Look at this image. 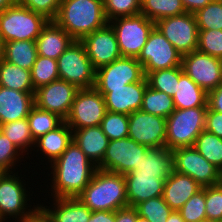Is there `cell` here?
I'll list each match as a JSON object with an SVG mask.
<instances>
[{"label": "cell", "mask_w": 222, "mask_h": 222, "mask_svg": "<svg viewBox=\"0 0 222 222\" xmlns=\"http://www.w3.org/2000/svg\"><path fill=\"white\" fill-rule=\"evenodd\" d=\"M51 168L53 198L77 197L91 181L97 166L85 155V153L72 141L63 154L54 161Z\"/></svg>", "instance_id": "1"}, {"label": "cell", "mask_w": 222, "mask_h": 222, "mask_svg": "<svg viewBox=\"0 0 222 222\" xmlns=\"http://www.w3.org/2000/svg\"><path fill=\"white\" fill-rule=\"evenodd\" d=\"M53 21L74 40H81L109 23L103 0H62Z\"/></svg>", "instance_id": "2"}, {"label": "cell", "mask_w": 222, "mask_h": 222, "mask_svg": "<svg viewBox=\"0 0 222 222\" xmlns=\"http://www.w3.org/2000/svg\"><path fill=\"white\" fill-rule=\"evenodd\" d=\"M77 198L93 211H116L128 207L124 175L96 169Z\"/></svg>", "instance_id": "3"}, {"label": "cell", "mask_w": 222, "mask_h": 222, "mask_svg": "<svg viewBox=\"0 0 222 222\" xmlns=\"http://www.w3.org/2000/svg\"><path fill=\"white\" fill-rule=\"evenodd\" d=\"M20 176L18 171L0 172V222L10 218H15V222H28L39 211L40 204L33 203L32 207L27 203L31 198L25 187L26 181H23L22 174Z\"/></svg>", "instance_id": "4"}, {"label": "cell", "mask_w": 222, "mask_h": 222, "mask_svg": "<svg viewBox=\"0 0 222 222\" xmlns=\"http://www.w3.org/2000/svg\"><path fill=\"white\" fill-rule=\"evenodd\" d=\"M208 107L175 109L166 118L165 147H193L196 138L205 130L206 112Z\"/></svg>", "instance_id": "5"}, {"label": "cell", "mask_w": 222, "mask_h": 222, "mask_svg": "<svg viewBox=\"0 0 222 222\" xmlns=\"http://www.w3.org/2000/svg\"><path fill=\"white\" fill-rule=\"evenodd\" d=\"M49 21L45 16L16 3L0 12V36L4 43L17 40L36 41Z\"/></svg>", "instance_id": "6"}, {"label": "cell", "mask_w": 222, "mask_h": 222, "mask_svg": "<svg viewBox=\"0 0 222 222\" xmlns=\"http://www.w3.org/2000/svg\"><path fill=\"white\" fill-rule=\"evenodd\" d=\"M59 79L74 84L78 89L94 88L96 69L83 43L74 40L57 59Z\"/></svg>", "instance_id": "7"}, {"label": "cell", "mask_w": 222, "mask_h": 222, "mask_svg": "<svg viewBox=\"0 0 222 222\" xmlns=\"http://www.w3.org/2000/svg\"><path fill=\"white\" fill-rule=\"evenodd\" d=\"M109 24L115 31L121 56L135 58L141 53L150 32L155 27V22L141 13L116 18L109 21Z\"/></svg>", "instance_id": "8"}, {"label": "cell", "mask_w": 222, "mask_h": 222, "mask_svg": "<svg viewBox=\"0 0 222 222\" xmlns=\"http://www.w3.org/2000/svg\"><path fill=\"white\" fill-rule=\"evenodd\" d=\"M104 97L95 89H79L65 119L73 130L100 125L106 113Z\"/></svg>", "instance_id": "9"}, {"label": "cell", "mask_w": 222, "mask_h": 222, "mask_svg": "<svg viewBox=\"0 0 222 222\" xmlns=\"http://www.w3.org/2000/svg\"><path fill=\"white\" fill-rule=\"evenodd\" d=\"M137 60L147 76L159 69L181 66L182 54L154 27Z\"/></svg>", "instance_id": "10"}, {"label": "cell", "mask_w": 222, "mask_h": 222, "mask_svg": "<svg viewBox=\"0 0 222 222\" xmlns=\"http://www.w3.org/2000/svg\"><path fill=\"white\" fill-rule=\"evenodd\" d=\"M174 171L186 174L202 187L222 183L221 171L208 162L194 147H179L172 150Z\"/></svg>", "instance_id": "11"}, {"label": "cell", "mask_w": 222, "mask_h": 222, "mask_svg": "<svg viewBox=\"0 0 222 222\" xmlns=\"http://www.w3.org/2000/svg\"><path fill=\"white\" fill-rule=\"evenodd\" d=\"M148 148L129 137L111 140L97 169L125 175L137 169V165L141 162L142 154Z\"/></svg>", "instance_id": "12"}, {"label": "cell", "mask_w": 222, "mask_h": 222, "mask_svg": "<svg viewBox=\"0 0 222 222\" xmlns=\"http://www.w3.org/2000/svg\"><path fill=\"white\" fill-rule=\"evenodd\" d=\"M155 27L182 55L197 50L198 26L194 13L163 18L155 22Z\"/></svg>", "instance_id": "13"}, {"label": "cell", "mask_w": 222, "mask_h": 222, "mask_svg": "<svg viewBox=\"0 0 222 222\" xmlns=\"http://www.w3.org/2000/svg\"><path fill=\"white\" fill-rule=\"evenodd\" d=\"M181 67L207 94L222 84V59L194 50L182 55Z\"/></svg>", "instance_id": "14"}, {"label": "cell", "mask_w": 222, "mask_h": 222, "mask_svg": "<svg viewBox=\"0 0 222 222\" xmlns=\"http://www.w3.org/2000/svg\"><path fill=\"white\" fill-rule=\"evenodd\" d=\"M145 77L143 66L135 57H121L96 69L94 88H122Z\"/></svg>", "instance_id": "15"}, {"label": "cell", "mask_w": 222, "mask_h": 222, "mask_svg": "<svg viewBox=\"0 0 222 222\" xmlns=\"http://www.w3.org/2000/svg\"><path fill=\"white\" fill-rule=\"evenodd\" d=\"M78 90L74 84L57 79L36 89L34 103L39 109L54 113L65 121Z\"/></svg>", "instance_id": "16"}, {"label": "cell", "mask_w": 222, "mask_h": 222, "mask_svg": "<svg viewBox=\"0 0 222 222\" xmlns=\"http://www.w3.org/2000/svg\"><path fill=\"white\" fill-rule=\"evenodd\" d=\"M128 137L147 147H165L166 118L137 110L128 115Z\"/></svg>", "instance_id": "17"}, {"label": "cell", "mask_w": 222, "mask_h": 222, "mask_svg": "<svg viewBox=\"0 0 222 222\" xmlns=\"http://www.w3.org/2000/svg\"><path fill=\"white\" fill-rule=\"evenodd\" d=\"M95 69L121 58L114 29L108 23L80 40Z\"/></svg>", "instance_id": "18"}, {"label": "cell", "mask_w": 222, "mask_h": 222, "mask_svg": "<svg viewBox=\"0 0 222 222\" xmlns=\"http://www.w3.org/2000/svg\"><path fill=\"white\" fill-rule=\"evenodd\" d=\"M172 173L131 171L124 175L129 207L163 195L164 182Z\"/></svg>", "instance_id": "19"}, {"label": "cell", "mask_w": 222, "mask_h": 222, "mask_svg": "<svg viewBox=\"0 0 222 222\" xmlns=\"http://www.w3.org/2000/svg\"><path fill=\"white\" fill-rule=\"evenodd\" d=\"M147 86L145 76L141 81L126 84L122 88L95 89L104 97L107 111L130 115L140 110Z\"/></svg>", "instance_id": "20"}, {"label": "cell", "mask_w": 222, "mask_h": 222, "mask_svg": "<svg viewBox=\"0 0 222 222\" xmlns=\"http://www.w3.org/2000/svg\"><path fill=\"white\" fill-rule=\"evenodd\" d=\"M35 92H21L0 86V125L27 118Z\"/></svg>", "instance_id": "21"}, {"label": "cell", "mask_w": 222, "mask_h": 222, "mask_svg": "<svg viewBox=\"0 0 222 222\" xmlns=\"http://www.w3.org/2000/svg\"><path fill=\"white\" fill-rule=\"evenodd\" d=\"M201 188L190 176L173 171L164 182L162 197L173 211H178Z\"/></svg>", "instance_id": "22"}, {"label": "cell", "mask_w": 222, "mask_h": 222, "mask_svg": "<svg viewBox=\"0 0 222 222\" xmlns=\"http://www.w3.org/2000/svg\"><path fill=\"white\" fill-rule=\"evenodd\" d=\"M52 201L53 208L44 206V203L39 206L52 222H88L91 217L92 211L77 197L53 198Z\"/></svg>", "instance_id": "23"}, {"label": "cell", "mask_w": 222, "mask_h": 222, "mask_svg": "<svg viewBox=\"0 0 222 222\" xmlns=\"http://www.w3.org/2000/svg\"><path fill=\"white\" fill-rule=\"evenodd\" d=\"M74 39L54 21H49L36 39L37 53L57 60Z\"/></svg>", "instance_id": "24"}, {"label": "cell", "mask_w": 222, "mask_h": 222, "mask_svg": "<svg viewBox=\"0 0 222 222\" xmlns=\"http://www.w3.org/2000/svg\"><path fill=\"white\" fill-rule=\"evenodd\" d=\"M73 141L72 129L64 121L56 129L47 132L43 136L35 140L34 148H37L36 152L46 156L43 159L45 161L48 159L50 165L56 161L63 152L68 148V146Z\"/></svg>", "instance_id": "25"}, {"label": "cell", "mask_w": 222, "mask_h": 222, "mask_svg": "<svg viewBox=\"0 0 222 222\" xmlns=\"http://www.w3.org/2000/svg\"><path fill=\"white\" fill-rule=\"evenodd\" d=\"M73 141L98 166L104 157L109 139L100 125L73 130Z\"/></svg>", "instance_id": "26"}, {"label": "cell", "mask_w": 222, "mask_h": 222, "mask_svg": "<svg viewBox=\"0 0 222 222\" xmlns=\"http://www.w3.org/2000/svg\"><path fill=\"white\" fill-rule=\"evenodd\" d=\"M172 98L176 109L208 107V94L184 72L177 81L176 93Z\"/></svg>", "instance_id": "27"}, {"label": "cell", "mask_w": 222, "mask_h": 222, "mask_svg": "<svg viewBox=\"0 0 222 222\" xmlns=\"http://www.w3.org/2000/svg\"><path fill=\"white\" fill-rule=\"evenodd\" d=\"M133 171L148 173H173L174 155L166 147H149L142 154V159L137 169Z\"/></svg>", "instance_id": "28"}, {"label": "cell", "mask_w": 222, "mask_h": 222, "mask_svg": "<svg viewBox=\"0 0 222 222\" xmlns=\"http://www.w3.org/2000/svg\"><path fill=\"white\" fill-rule=\"evenodd\" d=\"M37 56L36 41L17 40L4 43V60L21 68L31 71Z\"/></svg>", "instance_id": "29"}, {"label": "cell", "mask_w": 222, "mask_h": 222, "mask_svg": "<svg viewBox=\"0 0 222 222\" xmlns=\"http://www.w3.org/2000/svg\"><path fill=\"white\" fill-rule=\"evenodd\" d=\"M0 86L21 92L36 91L31 81V71L4 59L0 63Z\"/></svg>", "instance_id": "30"}, {"label": "cell", "mask_w": 222, "mask_h": 222, "mask_svg": "<svg viewBox=\"0 0 222 222\" xmlns=\"http://www.w3.org/2000/svg\"><path fill=\"white\" fill-rule=\"evenodd\" d=\"M185 12L181 0H141L140 13L153 22Z\"/></svg>", "instance_id": "31"}, {"label": "cell", "mask_w": 222, "mask_h": 222, "mask_svg": "<svg viewBox=\"0 0 222 222\" xmlns=\"http://www.w3.org/2000/svg\"><path fill=\"white\" fill-rule=\"evenodd\" d=\"M175 109L174 100L170 95L155 90L149 85L146 87L140 110L167 118Z\"/></svg>", "instance_id": "32"}, {"label": "cell", "mask_w": 222, "mask_h": 222, "mask_svg": "<svg viewBox=\"0 0 222 222\" xmlns=\"http://www.w3.org/2000/svg\"><path fill=\"white\" fill-rule=\"evenodd\" d=\"M0 131L25 155H29L28 151L34 149L35 141L32 137L27 118L1 124Z\"/></svg>", "instance_id": "33"}, {"label": "cell", "mask_w": 222, "mask_h": 222, "mask_svg": "<svg viewBox=\"0 0 222 222\" xmlns=\"http://www.w3.org/2000/svg\"><path fill=\"white\" fill-rule=\"evenodd\" d=\"M27 120L34 141L64 122L58 115L41 110L36 105L31 108Z\"/></svg>", "instance_id": "34"}, {"label": "cell", "mask_w": 222, "mask_h": 222, "mask_svg": "<svg viewBox=\"0 0 222 222\" xmlns=\"http://www.w3.org/2000/svg\"><path fill=\"white\" fill-rule=\"evenodd\" d=\"M193 147L222 172V138L203 130L196 138Z\"/></svg>", "instance_id": "35"}, {"label": "cell", "mask_w": 222, "mask_h": 222, "mask_svg": "<svg viewBox=\"0 0 222 222\" xmlns=\"http://www.w3.org/2000/svg\"><path fill=\"white\" fill-rule=\"evenodd\" d=\"M183 73L181 66L172 67L169 69H159L150 72L146 78L148 85L158 91L164 92L171 97L176 93L177 81Z\"/></svg>", "instance_id": "36"}, {"label": "cell", "mask_w": 222, "mask_h": 222, "mask_svg": "<svg viewBox=\"0 0 222 222\" xmlns=\"http://www.w3.org/2000/svg\"><path fill=\"white\" fill-rule=\"evenodd\" d=\"M57 79H59L57 60L38 55L31 69V81L34 89Z\"/></svg>", "instance_id": "37"}, {"label": "cell", "mask_w": 222, "mask_h": 222, "mask_svg": "<svg viewBox=\"0 0 222 222\" xmlns=\"http://www.w3.org/2000/svg\"><path fill=\"white\" fill-rule=\"evenodd\" d=\"M137 214L150 222H166L173 210L162 196L151 198L134 207Z\"/></svg>", "instance_id": "38"}, {"label": "cell", "mask_w": 222, "mask_h": 222, "mask_svg": "<svg viewBox=\"0 0 222 222\" xmlns=\"http://www.w3.org/2000/svg\"><path fill=\"white\" fill-rule=\"evenodd\" d=\"M128 115L106 111L100 127L107 138L111 140L128 137Z\"/></svg>", "instance_id": "39"}, {"label": "cell", "mask_w": 222, "mask_h": 222, "mask_svg": "<svg viewBox=\"0 0 222 222\" xmlns=\"http://www.w3.org/2000/svg\"><path fill=\"white\" fill-rule=\"evenodd\" d=\"M198 30H222V2L212 1L194 13Z\"/></svg>", "instance_id": "40"}, {"label": "cell", "mask_w": 222, "mask_h": 222, "mask_svg": "<svg viewBox=\"0 0 222 222\" xmlns=\"http://www.w3.org/2000/svg\"><path fill=\"white\" fill-rule=\"evenodd\" d=\"M103 6L109 22L116 18L139 14L141 0H103Z\"/></svg>", "instance_id": "41"}, {"label": "cell", "mask_w": 222, "mask_h": 222, "mask_svg": "<svg viewBox=\"0 0 222 222\" xmlns=\"http://www.w3.org/2000/svg\"><path fill=\"white\" fill-rule=\"evenodd\" d=\"M22 155L24 156V153L0 131V172L15 171L16 166H20L17 165L19 161L24 160L21 159L24 158Z\"/></svg>", "instance_id": "42"}, {"label": "cell", "mask_w": 222, "mask_h": 222, "mask_svg": "<svg viewBox=\"0 0 222 222\" xmlns=\"http://www.w3.org/2000/svg\"><path fill=\"white\" fill-rule=\"evenodd\" d=\"M185 222H199L206 219L205 187L197 191L179 210Z\"/></svg>", "instance_id": "43"}, {"label": "cell", "mask_w": 222, "mask_h": 222, "mask_svg": "<svg viewBox=\"0 0 222 222\" xmlns=\"http://www.w3.org/2000/svg\"><path fill=\"white\" fill-rule=\"evenodd\" d=\"M197 50L222 59V30H198Z\"/></svg>", "instance_id": "44"}, {"label": "cell", "mask_w": 222, "mask_h": 222, "mask_svg": "<svg viewBox=\"0 0 222 222\" xmlns=\"http://www.w3.org/2000/svg\"><path fill=\"white\" fill-rule=\"evenodd\" d=\"M206 218L222 222V183L205 187Z\"/></svg>", "instance_id": "45"}, {"label": "cell", "mask_w": 222, "mask_h": 222, "mask_svg": "<svg viewBox=\"0 0 222 222\" xmlns=\"http://www.w3.org/2000/svg\"><path fill=\"white\" fill-rule=\"evenodd\" d=\"M62 0H17V4L53 21L59 11Z\"/></svg>", "instance_id": "46"}, {"label": "cell", "mask_w": 222, "mask_h": 222, "mask_svg": "<svg viewBox=\"0 0 222 222\" xmlns=\"http://www.w3.org/2000/svg\"><path fill=\"white\" fill-rule=\"evenodd\" d=\"M205 130L222 138V113L209 107L206 112Z\"/></svg>", "instance_id": "47"}, {"label": "cell", "mask_w": 222, "mask_h": 222, "mask_svg": "<svg viewBox=\"0 0 222 222\" xmlns=\"http://www.w3.org/2000/svg\"><path fill=\"white\" fill-rule=\"evenodd\" d=\"M207 104L211 110L222 113V84L208 93Z\"/></svg>", "instance_id": "48"}, {"label": "cell", "mask_w": 222, "mask_h": 222, "mask_svg": "<svg viewBox=\"0 0 222 222\" xmlns=\"http://www.w3.org/2000/svg\"><path fill=\"white\" fill-rule=\"evenodd\" d=\"M137 211L134 207H125L115 211V222H136Z\"/></svg>", "instance_id": "49"}, {"label": "cell", "mask_w": 222, "mask_h": 222, "mask_svg": "<svg viewBox=\"0 0 222 222\" xmlns=\"http://www.w3.org/2000/svg\"><path fill=\"white\" fill-rule=\"evenodd\" d=\"M88 222H115V211H93Z\"/></svg>", "instance_id": "50"}, {"label": "cell", "mask_w": 222, "mask_h": 222, "mask_svg": "<svg viewBox=\"0 0 222 222\" xmlns=\"http://www.w3.org/2000/svg\"><path fill=\"white\" fill-rule=\"evenodd\" d=\"M213 0H181L184 9L188 13H195L197 10L205 7L208 3Z\"/></svg>", "instance_id": "51"}, {"label": "cell", "mask_w": 222, "mask_h": 222, "mask_svg": "<svg viewBox=\"0 0 222 222\" xmlns=\"http://www.w3.org/2000/svg\"><path fill=\"white\" fill-rule=\"evenodd\" d=\"M28 222H52L40 209Z\"/></svg>", "instance_id": "52"}, {"label": "cell", "mask_w": 222, "mask_h": 222, "mask_svg": "<svg viewBox=\"0 0 222 222\" xmlns=\"http://www.w3.org/2000/svg\"><path fill=\"white\" fill-rule=\"evenodd\" d=\"M166 222H185L178 211H173Z\"/></svg>", "instance_id": "53"}, {"label": "cell", "mask_w": 222, "mask_h": 222, "mask_svg": "<svg viewBox=\"0 0 222 222\" xmlns=\"http://www.w3.org/2000/svg\"><path fill=\"white\" fill-rule=\"evenodd\" d=\"M17 3V0H0V12L5 11L7 8L12 7Z\"/></svg>", "instance_id": "54"}, {"label": "cell", "mask_w": 222, "mask_h": 222, "mask_svg": "<svg viewBox=\"0 0 222 222\" xmlns=\"http://www.w3.org/2000/svg\"><path fill=\"white\" fill-rule=\"evenodd\" d=\"M4 59V42L3 39L0 36V63Z\"/></svg>", "instance_id": "55"}, {"label": "cell", "mask_w": 222, "mask_h": 222, "mask_svg": "<svg viewBox=\"0 0 222 222\" xmlns=\"http://www.w3.org/2000/svg\"><path fill=\"white\" fill-rule=\"evenodd\" d=\"M136 222H150V221L147 220V219L144 218V217L139 216V215L137 214Z\"/></svg>", "instance_id": "56"}, {"label": "cell", "mask_w": 222, "mask_h": 222, "mask_svg": "<svg viewBox=\"0 0 222 222\" xmlns=\"http://www.w3.org/2000/svg\"><path fill=\"white\" fill-rule=\"evenodd\" d=\"M199 222H217V221H214V220H211V219H203V220H201V221H199Z\"/></svg>", "instance_id": "57"}, {"label": "cell", "mask_w": 222, "mask_h": 222, "mask_svg": "<svg viewBox=\"0 0 222 222\" xmlns=\"http://www.w3.org/2000/svg\"><path fill=\"white\" fill-rule=\"evenodd\" d=\"M213 1H215V2H222V0H213Z\"/></svg>", "instance_id": "58"}]
</instances>
